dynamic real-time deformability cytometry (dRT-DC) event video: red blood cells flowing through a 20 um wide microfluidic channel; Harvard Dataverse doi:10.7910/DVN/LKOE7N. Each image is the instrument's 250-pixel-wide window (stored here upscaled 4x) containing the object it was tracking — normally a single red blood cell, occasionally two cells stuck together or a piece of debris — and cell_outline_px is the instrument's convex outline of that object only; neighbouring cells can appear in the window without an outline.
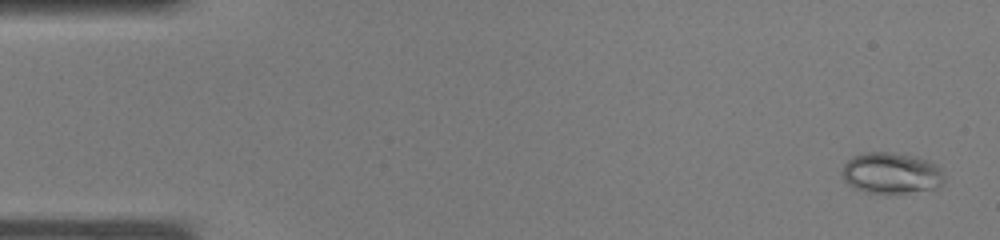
{"species": "common noctule bat (a hibernating species)", "species_latin": "Nyctalus noctula", "temperature_condition": "warm", "stored_images_in_passage": 35, "camera_frame_rate_fps": 3000, "um_per_image_px": 0.085, "animal": {"sex": "male", "body_mass_g": 19.0, "forearm_length_mm": 50.8}, "frame": {"image": 1, "passage_image": 2, "time_ms": 0.333, "image_size_px": [1000, 240], "cell_outline_px": [[944, 180], [936, 188], [904, 192], [868, 192], [856, 188], [848, 184], [844, 180], [840, 172], [844, 164], [852, 156], [868, 152], [892, 152], [916, 156], [928, 160], [936, 164], [940, 168], [944, 176]], "centroid_in_image_um": [75.74, 14.68], "position_along_channel_um": 9.3, "area_um2": 24.28}}
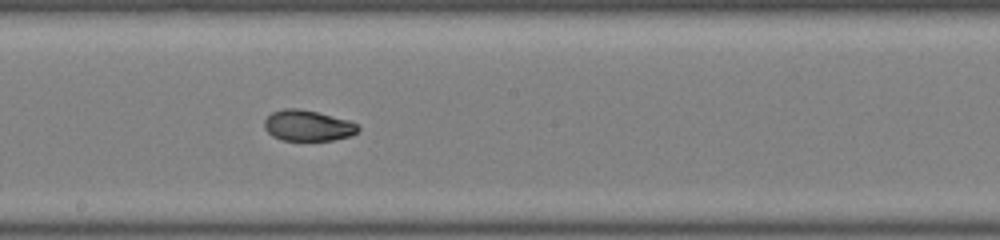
{"frame": {"image": 2, "passage_image": 21, "time_ms": 6.667, "image_size_px": [1000, 240], "cell_outline_px": [[360, 128], [352, 136], [332, 140], [280, 140], [272, 136], [264, 128], [264, 120], [272, 112], [284, 108], [296, 108], [316, 112], [348, 120], [356, 124]], "centroid_in_image_um": [26.13, 10.68], "position_along_channel_um": 222.1, "area_um2": 16.76}}
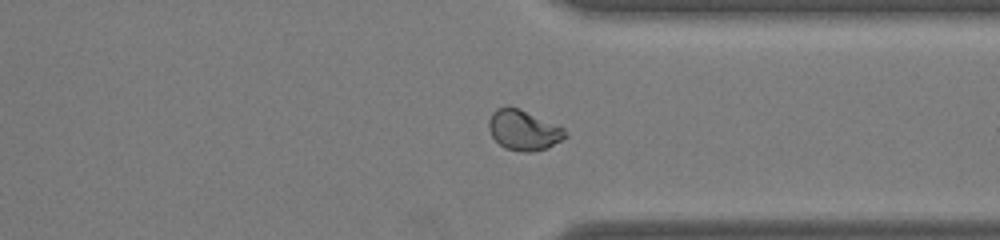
{"frame": {"image": 3, "passage_image": 29, "time_ms": 9.333, "image_size_px": [1000, 240], "cell_outline_px": [[568, 136], [548, 148], [532, 152], [524, 152], [504, 148], [492, 136], [488, 128], [488, 120], [492, 112], [496, 108], [508, 104], [520, 108], [564, 128], [568, 132]], "centroid_in_image_um": [44.49, 11.04], "position_along_channel_um": 366.9, "area_um2": 18.26}}